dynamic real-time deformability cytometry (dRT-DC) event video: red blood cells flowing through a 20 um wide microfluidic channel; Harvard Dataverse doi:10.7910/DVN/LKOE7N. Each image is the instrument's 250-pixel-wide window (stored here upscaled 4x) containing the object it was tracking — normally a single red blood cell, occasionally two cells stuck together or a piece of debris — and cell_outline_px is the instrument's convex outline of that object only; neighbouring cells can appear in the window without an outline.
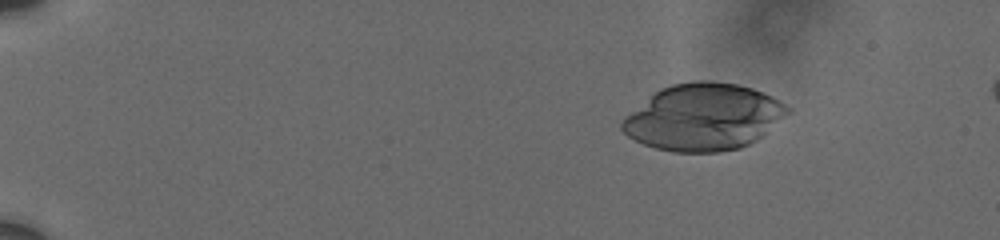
{"species": "human", "species_latin": "Homo sapiens", "temperature_condition": "cold", "stored_images_in_passage": 6, "camera_frame_rate_fps": 3000, "um_per_image_px": 0.085, "donor": {"sex": "male"}, "frame": {"image": 1, "passage_image": 1, "time_ms": 0.0, "image_size_px": [1000, 240], "cell_outline_px": [[792, 108], [788, 112], [756, 140], [740, 148], [720, 152], [672, 152], [656, 148], [644, 144], [628, 136], [620, 128], [620, 124], [624, 116], [660, 88], [672, 84], [692, 80], [712, 80], [736, 84], [752, 88], [764, 92], [772, 96]], "centroid_in_image_um": [59.76, 9.94], "position_along_channel_um": 25.2, "area_um2": 64.16}}